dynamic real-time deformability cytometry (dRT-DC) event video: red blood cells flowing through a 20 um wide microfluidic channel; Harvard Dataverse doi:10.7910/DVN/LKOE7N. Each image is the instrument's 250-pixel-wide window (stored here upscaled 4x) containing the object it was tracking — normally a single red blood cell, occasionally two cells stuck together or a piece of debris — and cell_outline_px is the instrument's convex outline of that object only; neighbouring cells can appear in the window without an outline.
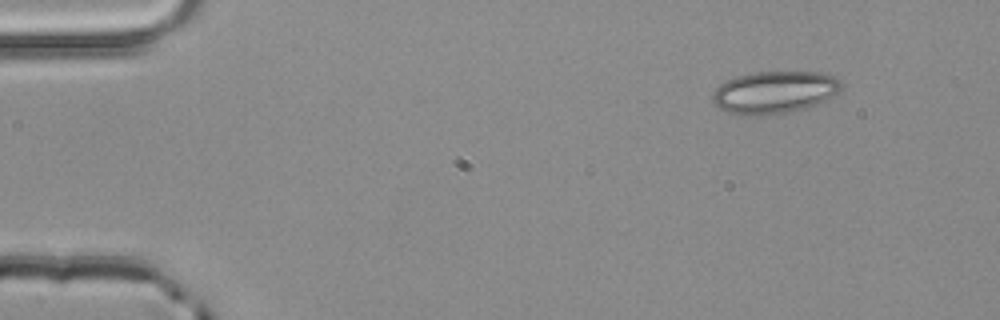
{"species": "common noctule bat (a hibernating species)", "species_latin": "Nyctalus noctula", "temperature_condition": "room temperature", "stored_images_in_passage": 3, "camera_frame_rate_fps": 3000, "um_per_image_px": 0.085, "animal": {"sex": "male", "body_mass_g": 20.4}, "frame": {"image": 1, "passage_image": 1, "time_ms": 0.0, "image_size_px": [1000, 320], "cell_outline_px": [[840, 92], [816, 104], [804, 108], [784, 112], [756, 116], [748, 116], [728, 112], [720, 108], [712, 100], [712, 92], [720, 84], [736, 76], [752, 72], [820, 72], [836, 76], [840, 80]], "centroid_in_image_um": [65.81, 7.83], "position_along_channel_um": 19.2, "area_um2": 31.62}}
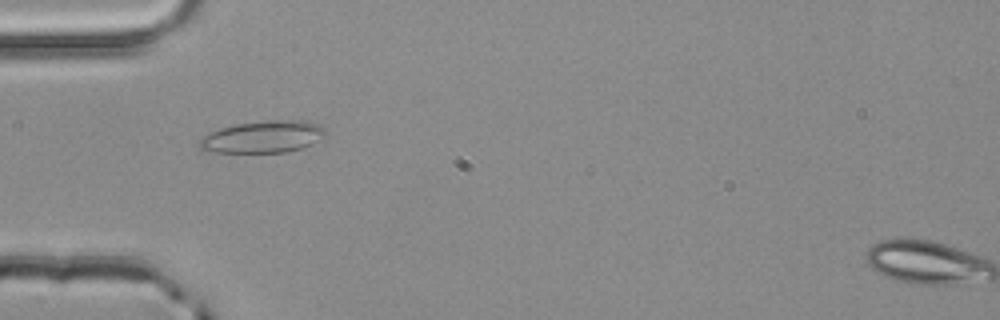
{"frame": {"image": 2, "passage_image": 3, "time_ms": 0.667, "image_size_px": [1000, 320], "cell_outline_px": [[328, 136], [304, 148], [288, 152], [208, 152], [200, 148], [200, 136], [208, 132], [220, 128], [236, 124], [264, 120], [304, 120], [320, 124], [324, 128]], "centroid_in_image_um": [22.39, 11.62], "position_along_channel_um": 62.6, "area_um2": 23.99}}